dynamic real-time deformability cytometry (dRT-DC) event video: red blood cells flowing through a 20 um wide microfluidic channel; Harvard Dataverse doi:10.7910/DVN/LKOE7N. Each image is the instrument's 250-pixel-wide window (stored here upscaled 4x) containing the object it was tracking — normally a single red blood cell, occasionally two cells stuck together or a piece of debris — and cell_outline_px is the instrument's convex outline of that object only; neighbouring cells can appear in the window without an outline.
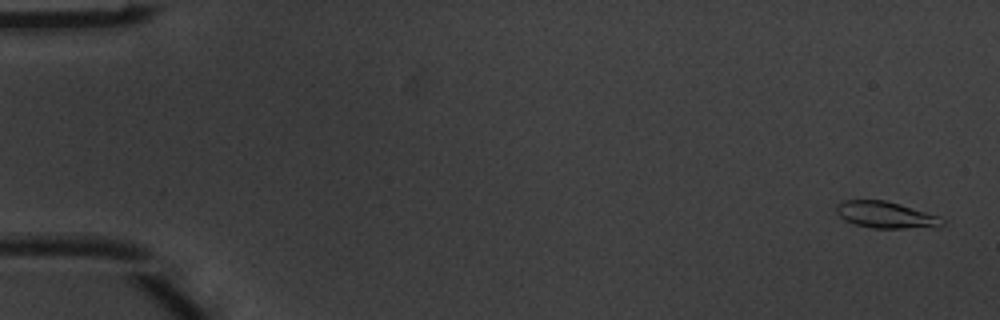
{"species": "common noctule bat (a hibernating species)", "species_latin": "Nyctalus noctula", "temperature_condition": "warm", "stored_images_in_passage": 5, "camera_frame_rate_fps": 3000, "um_per_image_px": 0.085, "animal": {"sex": "male", "body_mass_g": 20.1, "forearm_length_mm": 53.5}, "frame": {"image": 1, "passage_image": 5, "time_ms": 1.333, "image_size_px": [1000, 320], "cell_outline_px": [[944, 224], [940, 228], [872, 228], [856, 224], [844, 220], [836, 212], [836, 204], [844, 200], [884, 200], [900, 204], [940, 216], [944, 220]], "centroid_in_image_um": [75.34, 18.27], "position_along_channel_um": 9.7, "area_um2": 16.59}}